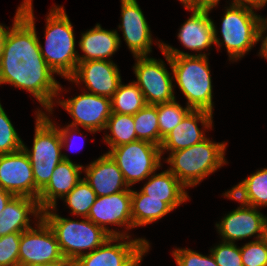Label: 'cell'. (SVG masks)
<instances>
[{
	"label": "cell",
	"instance_id": "1",
	"mask_svg": "<svg viewBox=\"0 0 267 266\" xmlns=\"http://www.w3.org/2000/svg\"><path fill=\"white\" fill-rule=\"evenodd\" d=\"M32 4V0H24L16 11L12 27H6L0 84L8 83L28 91L51 113L53 99L62 88L41 55Z\"/></svg>",
	"mask_w": 267,
	"mask_h": 266
},
{
	"label": "cell",
	"instance_id": "2",
	"mask_svg": "<svg viewBox=\"0 0 267 266\" xmlns=\"http://www.w3.org/2000/svg\"><path fill=\"white\" fill-rule=\"evenodd\" d=\"M158 45L172 68L173 78L187 98V106L213 113V86L207 54L184 53L160 41Z\"/></svg>",
	"mask_w": 267,
	"mask_h": 266
},
{
	"label": "cell",
	"instance_id": "3",
	"mask_svg": "<svg viewBox=\"0 0 267 266\" xmlns=\"http://www.w3.org/2000/svg\"><path fill=\"white\" fill-rule=\"evenodd\" d=\"M46 21L45 48L39 41L41 55L55 74L68 79L79 62L73 26L62 6H53Z\"/></svg>",
	"mask_w": 267,
	"mask_h": 266
},
{
	"label": "cell",
	"instance_id": "4",
	"mask_svg": "<svg viewBox=\"0 0 267 266\" xmlns=\"http://www.w3.org/2000/svg\"><path fill=\"white\" fill-rule=\"evenodd\" d=\"M35 134L31 150L23 143L22 149L26 152L33 169L35 179V199L47 186L53 170L62 160H70L63 154L61 136L58 127L41 110L36 113Z\"/></svg>",
	"mask_w": 267,
	"mask_h": 266
},
{
	"label": "cell",
	"instance_id": "5",
	"mask_svg": "<svg viewBox=\"0 0 267 266\" xmlns=\"http://www.w3.org/2000/svg\"><path fill=\"white\" fill-rule=\"evenodd\" d=\"M226 143H215L206 138L186 149L174 151L166 158L168 169L185 187L197 186L208 175L222 167Z\"/></svg>",
	"mask_w": 267,
	"mask_h": 266
},
{
	"label": "cell",
	"instance_id": "6",
	"mask_svg": "<svg viewBox=\"0 0 267 266\" xmlns=\"http://www.w3.org/2000/svg\"><path fill=\"white\" fill-rule=\"evenodd\" d=\"M55 207L42 211V218L56 235L64 258L75 262L79 257L100 247L111 236L88 218L75 221L56 214ZM53 210V211H51ZM84 250V251H83Z\"/></svg>",
	"mask_w": 267,
	"mask_h": 266
},
{
	"label": "cell",
	"instance_id": "7",
	"mask_svg": "<svg viewBox=\"0 0 267 266\" xmlns=\"http://www.w3.org/2000/svg\"><path fill=\"white\" fill-rule=\"evenodd\" d=\"M256 7L233 3L226 8L222 18L221 36H217L216 26L213 22L214 42L219 47L225 45L230 60L244 57L251 48L258 43V23L260 15H256Z\"/></svg>",
	"mask_w": 267,
	"mask_h": 266
},
{
	"label": "cell",
	"instance_id": "8",
	"mask_svg": "<svg viewBox=\"0 0 267 266\" xmlns=\"http://www.w3.org/2000/svg\"><path fill=\"white\" fill-rule=\"evenodd\" d=\"M123 173L127 185L147 179L161 167V149L153 143L137 140L111 148L107 152Z\"/></svg>",
	"mask_w": 267,
	"mask_h": 266
},
{
	"label": "cell",
	"instance_id": "9",
	"mask_svg": "<svg viewBox=\"0 0 267 266\" xmlns=\"http://www.w3.org/2000/svg\"><path fill=\"white\" fill-rule=\"evenodd\" d=\"M149 245L143 238L130 240V236H111L97 249L79 257L74 266H139Z\"/></svg>",
	"mask_w": 267,
	"mask_h": 266
},
{
	"label": "cell",
	"instance_id": "10",
	"mask_svg": "<svg viewBox=\"0 0 267 266\" xmlns=\"http://www.w3.org/2000/svg\"><path fill=\"white\" fill-rule=\"evenodd\" d=\"M133 66L137 81L146 104L158 105L175 99L173 92V76H170L162 60L150 58L148 55L135 56Z\"/></svg>",
	"mask_w": 267,
	"mask_h": 266
},
{
	"label": "cell",
	"instance_id": "11",
	"mask_svg": "<svg viewBox=\"0 0 267 266\" xmlns=\"http://www.w3.org/2000/svg\"><path fill=\"white\" fill-rule=\"evenodd\" d=\"M21 232L19 266H35L62 259L56 235L47 222L41 218L35 225Z\"/></svg>",
	"mask_w": 267,
	"mask_h": 266
},
{
	"label": "cell",
	"instance_id": "12",
	"mask_svg": "<svg viewBox=\"0 0 267 266\" xmlns=\"http://www.w3.org/2000/svg\"><path fill=\"white\" fill-rule=\"evenodd\" d=\"M60 104L73 118L71 126L80 125L91 133L105 130L107 120L111 116V99L88 91L74 98L60 100Z\"/></svg>",
	"mask_w": 267,
	"mask_h": 266
},
{
	"label": "cell",
	"instance_id": "13",
	"mask_svg": "<svg viewBox=\"0 0 267 266\" xmlns=\"http://www.w3.org/2000/svg\"><path fill=\"white\" fill-rule=\"evenodd\" d=\"M87 218L110 236H129L127 233L108 229L105 225L125 226L126 230L134 228L131 217V191L97 197Z\"/></svg>",
	"mask_w": 267,
	"mask_h": 266
},
{
	"label": "cell",
	"instance_id": "14",
	"mask_svg": "<svg viewBox=\"0 0 267 266\" xmlns=\"http://www.w3.org/2000/svg\"><path fill=\"white\" fill-rule=\"evenodd\" d=\"M84 83L90 93L111 98L121 82L118 66L113 61H79L75 72L67 79Z\"/></svg>",
	"mask_w": 267,
	"mask_h": 266
},
{
	"label": "cell",
	"instance_id": "15",
	"mask_svg": "<svg viewBox=\"0 0 267 266\" xmlns=\"http://www.w3.org/2000/svg\"><path fill=\"white\" fill-rule=\"evenodd\" d=\"M0 187L14 196L35 199L33 169L23 149L0 155Z\"/></svg>",
	"mask_w": 267,
	"mask_h": 266
},
{
	"label": "cell",
	"instance_id": "16",
	"mask_svg": "<svg viewBox=\"0 0 267 266\" xmlns=\"http://www.w3.org/2000/svg\"><path fill=\"white\" fill-rule=\"evenodd\" d=\"M121 25L124 41L133 56H144L152 52V35L137 0H121Z\"/></svg>",
	"mask_w": 267,
	"mask_h": 266
},
{
	"label": "cell",
	"instance_id": "17",
	"mask_svg": "<svg viewBox=\"0 0 267 266\" xmlns=\"http://www.w3.org/2000/svg\"><path fill=\"white\" fill-rule=\"evenodd\" d=\"M241 206L228 213L221 222L216 224L222 241L235 243L236 240L256 235L262 238L265 217L258 208L240 203Z\"/></svg>",
	"mask_w": 267,
	"mask_h": 266
},
{
	"label": "cell",
	"instance_id": "18",
	"mask_svg": "<svg viewBox=\"0 0 267 266\" xmlns=\"http://www.w3.org/2000/svg\"><path fill=\"white\" fill-rule=\"evenodd\" d=\"M212 112L207 110L191 109L187 115L165 138L160 145L161 155L164 151H179L198 144L206 139L204 131L198 128V122L203 128H212Z\"/></svg>",
	"mask_w": 267,
	"mask_h": 266
},
{
	"label": "cell",
	"instance_id": "19",
	"mask_svg": "<svg viewBox=\"0 0 267 266\" xmlns=\"http://www.w3.org/2000/svg\"><path fill=\"white\" fill-rule=\"evenodd\" d=\"M83 178L97 197L108 196L122 191H131L124 180L123 173L108 153L83 168Z\"/></svg>",
	"mask_w": 267,
	"mask_h": 266
},
{
	"label": "cell",
	"instance_id": "20",
	"mask_svg": "<svg viewBox=\"0 0 267 266\" xmlns=\"http://www.w3.org/2000/svg\"><path fill=\"white\" fill-rule=\"evenodd\" d=\"M82 165L72 160H62L53 170L47 186L39 193L38 204L43 211L57 205V198L63 199L83 178Z\"/></svg>",
	"mask_w": 267,
	"mask_h": 266
},
{
	"label": "cell",
	"instance_id": "21",
	"mask_svg": "<svg viewBox=\"0 0 267 266\" xmlns=\"http://www.w3.org/2000/svg\"><path fill=\"white\" fill-rule=\"evenodd\" d=\"M29 214L42 218L38 200L27 196H13L0 215V237L32 228Z\"/></svg>",
	"mask_w": 267,
	"mask_h": 266
},
{
	"label": "cell",
	"instance_id": "22",
	"mask_svg": "<svg viewBox=\"0 0 267 266\" xmlns=\"http://www.w3.org/2000/svg\"><path fill=\"white\" fill-rule=\"evenodd\" d=\"M192 15L182 24L177 35L184 47L192 51L208 49L214 42L213 21L208 8L192 9Z\"/></svg>",
	"mask_w": 267,
	"mask_h": 266
},
{
	"label": "cell",
	"instance_id": "23",
	"mask_svg": "<svg viewBox=\"0 0 267 266\" xmlns=\"http://www.w3.org/2000/svg\"><path fill=\"white\" fill-rule=\"evenodd\" d=\"M120 37L116 30L102 29L98 23L93 29L82 34L79 47L84 55H78L79 61L106 60L119 49Z\"/></svg>",
	"mask_w": 267,
	"mask_h": 266
},
{
	"label": "cell",
	"instance_id": "24",
	"mask_svg": "<svg viewBox=\"0 0 267 266\" xmlns=\"http://www.w3.org/2000/svg\"><path fill=\"white\" fill-rule=\"evenodd\" d=\"M147 179L140 191L148 198L166 202L173 210L189 199L186 187L168 169L158 174L154 172Z\"/></svg>",
	"mask_w": 267,
	"mask_h": 266
},
{
	"label": "cell",
	"instance_id": "25",
	"mask_svg": "<svg viewBox=\"0 0 267 266\" xmlns=\"http://www.w3.org/2000/svg\"><path fill=\"white\" fill-rule=\"evenodd\" d=\"M224 195L248 206H267V168L251 174Z\"/></svg>",
	"mask_w": 267,
	"mask_h": 266
},
{
	"label": "cell",
	"instance_id": "26",
	"mask_svg": "<svg viewBox=\"0 0 267 266\" xmlns=\"http://www.w3.org/2000/svg\"><path fill=\"white\" fill-rule=\"evenodd\" d=\"M173 209L160 199L148 198V195L131 190V217L133 227L151 224L163 218Z\"/></svg>",
	"mask_w": 267,
	"mask_h": 266
},
{
	"label": "cell",
	"instance_id": "27",
	"mask_svg": "<svg viewBox=\"0 0 267 266\" xmlns=\"http://www.w3.org/2000/svg\"><path fill=\"white\" fill-rule=\"evenodd\" d=\"M110 99L112 113L134 115L146 105L144 96L134 81L126 85L121 81Z\"/></svg>",
	"mask_w": 267,
	"mask_h": 266
},
{
	"label": "cell",
	"instance_id": "28",
	"mask_svg": "<svg viewBox=\"0 0 267 266\" xmlns=\"http://www.w3.org/2000/svg\"><path fill=\"white\" fill-rule=\"evenodd\" d=\"M105 129L111 132L104 137L110 149L137 141L133 115L111 113Z\"/></svg>",
	"mask_w": 267,
	"mask_h": 266
},
{
	"label": "cell",
	"instance_id": "29",
	"mask_svg": "<svg viewBox=\"0 0 267 266\" xmlns=\"http://www.w3.org/2000/svg\"><path fill=\"white\" fill-rule=\"evenodd\" d=\"M137 140L160 146L157 105L146 104L133 115Z\"/></svg>",
	"mask_w": 267,
	"mask_h": 266
},
{
	"label": "cell",
	"instance_id": "30",
	"mask_svg": "<svg viewBox=\"0 0 267 266\" xmlns=\"http://www.w3.org/2000/svg\"><path fill=\"white\" fill-rule=\"evenodd\" d=\"M191 110L189 106L183 108L177 103L176 98L173 101L157 105L160 145L165 138L187 115Z\"/></svg>",
	"mask_w": 267,
	"mask_h": 266
},
{
	"label": "cell",
	"instance_id": "31",
	"mask_svg": "<svg viewBox=\"0 0 267 266\" xmlns=\"http://www.w3.org/2000/svg\"><path fill=\"white\" fill-rule=\"evenodd\" d=\"M97 195L90 185L82 179L63 199L70 207L71 213L81 218H87Z\"/></svg>",
	"mask_w": 267,
	"mask_h": 266
},
{
	"label": "cell",
	"instance_id": "32",
	"mask_svg": "<svg viewBox=\"0 0 267 266\" xmlns=\"http://www.w3.org/2000/svg\"><path fill=\"white\" fill-rule=\"evenodd\" d=\"M23 141L0 103V155L22 149Z\"/></svg>",
	"mask_w": 267,
	"mask_h": 266
},
{
	"label": "cell",
	"instance_id": "33",
	"mask_svg": "<svg viewBox=\"0 0 267 266\" xmlns=\"http://www.w3.org/2000/svg\"><path fill=\"white\" fill-rule=\"evenodd\" d=\"M240 253L243 266H267V246L262 239L245 243Z\"/></svg>",
	"mask_w": 267,
	"mask_h": 266
},
{
	"label": "cell",
	"instance_id": "34",
	"mask_svg": "<svg viewBox=\"0 0 267 266\" xmlns=\"http://www.w3.org/2000/svg\"><path fill=\"white\" fill-rule=\"evenodd\" d=\"M21 233L0 237V266H19Z\"/></svg>",
	"mask_w": 267,
	"mask_h": 266
},
{
	"label": "cell",
	"instance_id": "35",
	"mask_svg": "<svg viewBox=\"0 0 267 266\" xmlns=\"http://www.w3.org/2000/svg\"><path fill=\"white\" fill-rule=\"evenodd\" d=\"M210 252L218 266H243L240 248L235 243L222 241Z\"/></svg>",
	"mask_w": 267,
	"mask_h": 266
},
{
	"label": "cell",
	"instance_id": "36",
	"mask_svg": "<svg viewBox=\"0 0 267 266\" xmlns=\"http://www.w3.org/2000/svg\"><path fill=\"white\" fill-rule=\"evenodd\" d=\"M177 266H218L213 255H202L191 249H175L172 251Z\"/></svg>",
	"mask_w": 267,
	"mask_h": 266
},
{
	"label": "cell",
	"instance_id": "37",
	"mask_svg": "<svg viewBox=\"0 0 267 266\" xmlns=\"http://www.w3.org/2000/svg\"><path fill=\"white\" fill-rule=\"evenodd\" d=\"M266 30H267V18H262V16H260L258 23V41L262 40V43L259 54L260 56L267 59V35L263 37V34Z\"/></svg>",
	"mask_w": 267,
	"mask_h": 266
},
{
	"label": "cell",
	"instance_id": "38",
	"mask_svg": "<svg viewBox=\"0 0 267 266\" xmlns=\"http://www.w3.org/2000/svg\"><path fill=\"white\" fill-rule=\"evenodd\" d=\"M76 129H78V128L74 127V126H71V125H67L66 127H63V128L62 127L61 128L58 127V130H59V133H60V136H61L62 147H65V146L67 148L72 147V143H71V145L69 144L71 138H74L72 133L74 134V133H76L78 131L77 133L80 134L79 130H76Z\"/></svg>",
	"mask_w": 267,
	"mask_h": 266
},
{
	"label": "cell",
	"instance_id": "39",
	"mask_svg": "<svg viewBox=\"0 0 267 266\" xmlns=\"http://www.w3.org/2000/svg\"><path fill=\"white\" fill-rule=\"evenodd\" d=\"M233 3L250 5L256 8H262L267 4V0H232Z\"/></svg>",
	"mask_w": 267,
	"mask_h": 266
},
{
	"label": "cell",
	"instance_id": "40",
	"mask_svg": "<svg viewBox=\"0 0 267 266\" xmlns=\"http://www.w3.org/2000/svg\"><path fill=\"white\" fill-rule=\"evenodd\" d=\"M14 195L6 190H3L0 187V215L1 212L4 210L6 204L9 202V200L13 197Z\"/></svg>",
	"mask_w": 267,
	"mask_h": 266
},
{
	"label": "cell",
	"instance_id": "41",
	"mask_svg": "<svg viewBox=\"0 0 267 266\" xmlns=\"http://www.w3.org/2000/svg\"><path fill=\"white\" fill-rule=\"evenodd\" d=\"M35 266H74V262L63 257L62 259L54 261V262L44 263V264L35 265Z\"/></svg>",
	"mask_w": 267,
	"mask_h": 266
},
{
	"label": "cell",
	"instance_id": "42",
	"mask_svg": "<svg viewBox=\"0 0 267 266\" xmlns=\"http://www.w3.org/2000/svg\"><path fill=\"white\" fill-rule=\"evenodd\" d=\"M220 0H198V9L208 8L211 11L215 6L218 5Z\"/></svg>",
	"mask_w": 267,
	"mask_h": 266
},
{
	"label": "cell",
	"instance_id": "43",
	"mask_svg": "<svg viewBox=\"0 0 267 266\" xmlns=\"http://www.w3.org/2000/svg\"><path fill=\"white\" fill-rule=\"evenodd\" d=\"M5 38H6V26L0 24V60L4 49Z\"/></svg>",
	"mask_w": 267,
	"mask_h": 266
},
{
	"label": "cell",
	"instance_id": "44",
	"mask_svg": "<svg viewBox=\"0 0 267 266\" xmlns=\"http://www.w3.org/2000/svg\"><path fill=\"white\" fill-rule=\"evenodd\" d=\"M187 10L198 9V0H179Z\"/></svg>",
	"mask_w": 267,
	"mask_h": 266
},
{
	"label": "cell",
	"instance_id": "45",
	"mask_svg": "<svg viewBox=\"0 0 267 266\" xmlns=\"http://www.w3.org/2000/svg\"><path fill=\"white\" fill-rule=\"evenodd\" d=\"M263 242L267 246V217H265L264 224H263V231H262V238Z\"/></svg>",
	"mask_w": 267,
	"mask_h": 266
}]
</instances>
